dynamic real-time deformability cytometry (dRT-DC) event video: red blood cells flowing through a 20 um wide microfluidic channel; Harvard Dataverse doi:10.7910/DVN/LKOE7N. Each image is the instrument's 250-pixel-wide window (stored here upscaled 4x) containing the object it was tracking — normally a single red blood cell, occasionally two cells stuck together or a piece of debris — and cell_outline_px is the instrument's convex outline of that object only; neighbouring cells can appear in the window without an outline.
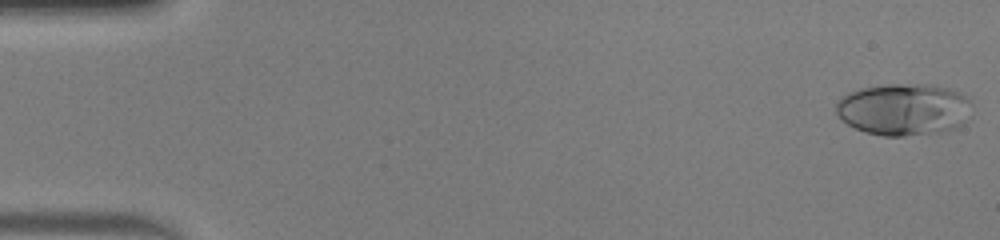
{"species": "human", "species_latin": "Homo sapiens", "temperature_condition": "warm", "stored_images_in_passage": 50, "camera_frame_rate_fps": 3000, "um_per_image_px": 0.085, "donor": {"sex": "male"}, "frame": {"image": 1, "passage_image": 1, "time_ms": 0.0, "image_size_px": [1000, 240], "cell_outline_px": [[972, 116], [964, 124], [952, 128], [904, 136], [884, 136], [868, 132], [856, 128], [848, 124], [836, 112], [836, 100], [848, 92], [860, 88], [888, 84], [932, 84], [948, 88], [972, 96]], "centroid_in_image_um": [76.89, 9.26], "position_along_channel_um": 8.1, "area_um2": 41.44}}
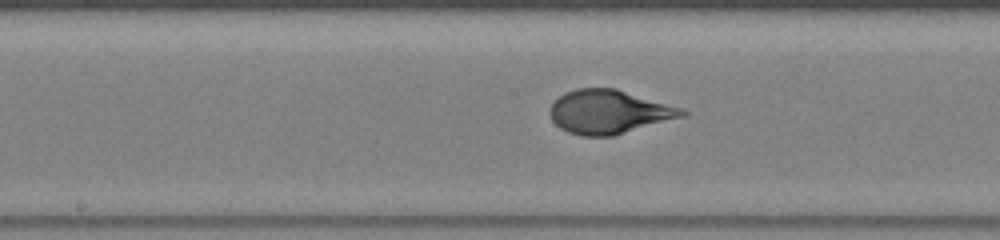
{"frame": {"image": 2, "passage_image": 26, "time_ms": 8.333, "image_size_px": [1000, 240], "cell_outline_px": [[688, 112], [684, 116], [612, 136], [580, 136], [568, 132], [560, 128], [552, 120], [548, 112], [552, 104], [564, 92], [576, 88], [616, 88], [680, 108]], "centroid_in_image_um": [51.71, 9.51], "position_along_channel_um": 196.5, "area_um2": 33.41}}
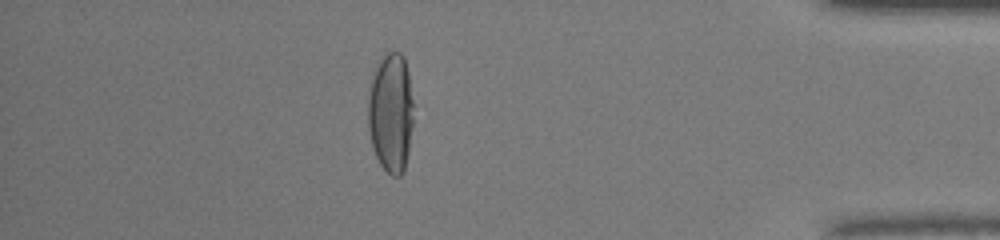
{"frame": {"image": 3, "passage_image": 44, "time_ms": 14.333, "image_size_px": [1000, 240], "cell_outline_px": [[412, 124], [408, 152], [404, 172], [400, 176], [392, 176], [380, 164], [372, 148], [368, 128], [368, 96], [372, 76], [376, 64], [388, 52], [400, 52], [404, 56], [408, 72], [412, 100]], "centroid_in_image_um": [33.2, 9.58], "position_along_channel_um": 402.0, "area_um2": 31.67}, "authors_computed_cell_mechanics": {"area_um2": 34.7956, "velocity_mm_per_s": 4.0924, "shape_relaxation_time_tau1_ms": 5.1697, "shape_relaxation_time_tau2_ms": null, "deformation_change_tau1": 0.2931, "deformation_change_tau2": null}}